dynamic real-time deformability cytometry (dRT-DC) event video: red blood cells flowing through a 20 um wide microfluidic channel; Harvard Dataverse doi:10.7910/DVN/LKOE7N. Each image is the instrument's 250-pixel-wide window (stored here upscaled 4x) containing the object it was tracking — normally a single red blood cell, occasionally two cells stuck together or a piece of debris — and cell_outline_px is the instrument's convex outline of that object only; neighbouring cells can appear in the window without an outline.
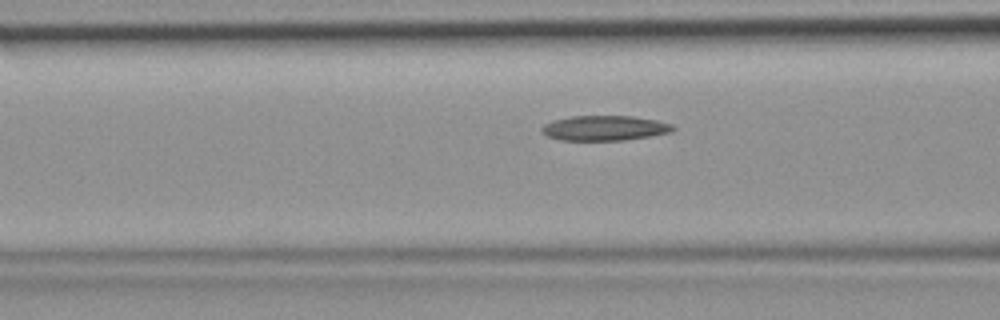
{"species": "common noctule bat (a hibernating species)", "species_latin": "Nyctalus noctula", "temperature_condition": "room temperature", "stored_images_in_passage": 17, "camera_frame_rate_fps": 3000, "um_per_image_px": 0.085, "animal": {"sex": "female", "body_mass_g": 19.9}, "frame": {"image": 1, "passage_image": 15, "time_ms": 4.667, "image_size_px": [1000, 320], "cell_outline_px": [[676, 128], [672, 132], [624, 140], [560, 140], [548, 136], [540, 132], [540, 128], [544, 124], [552, 120], [572, 116], [632, 116], [656, 120], [672, 124]], "centroid_in_image_um": [51.36, 10.88], "position_along_channel_um": 115.2, "area_um2": 19.13}}